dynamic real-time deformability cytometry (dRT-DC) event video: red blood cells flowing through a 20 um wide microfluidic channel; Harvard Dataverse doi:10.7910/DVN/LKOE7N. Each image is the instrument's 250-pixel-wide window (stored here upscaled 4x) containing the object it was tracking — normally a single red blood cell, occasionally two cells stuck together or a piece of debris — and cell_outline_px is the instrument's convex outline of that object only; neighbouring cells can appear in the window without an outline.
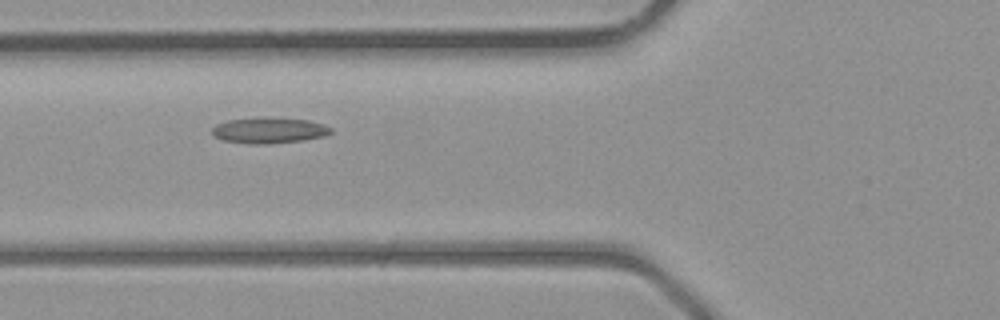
{"species": "common noctule bat (a hibernating species)", "species_latin": "Nyctalus noctula", "temperature_condition": "room temperature", "stored_images_in_passage": 3, "camera_frame_rate_fps": 3000, "um_per_image_px": 0.085, "animal": {"sex": "male", "body_mass_g": 23.1, "forearm_length_mm": 52.7}, "frame": {"image": 1, "passage_image": 2, "time_ms": 1.333, "image_size_px": [1000, 320], "cell_outline_px": [[332, 132], [324, 136], [304, 140], [268, 144], [248, 144], [224, 140], [212, 136], [212, 128], [216, 124], [228, 120], [264, 116], [308, 120], [324, 124], [332, 128]], "centroid_in_image_um": [22.86, 11.07], "position_along_channel_um": 102.9, "area_um2": 18.21}}
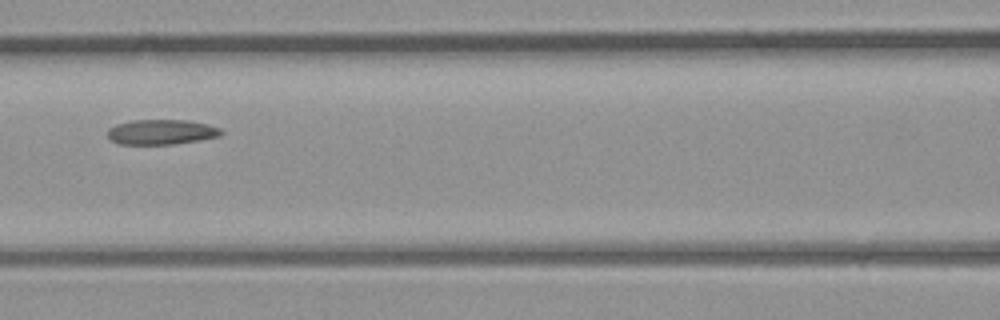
{"frame": {"image": 2, "passage_image": 3, "time_ms": 2.333, "image_size_px": [1000, 320], "cell_outline_px": [[224, 132], [220, 136], [200, 140], [172, 144], [120, 144], [108, 140], [108, 128], [116, 124], [132, 120], [188, 120], [208, 124], [220, 128]], "centroid_in_image_um": [13.71, 11.22], "position_along_channel_um": 152.9, "area_um2": 16.7}}